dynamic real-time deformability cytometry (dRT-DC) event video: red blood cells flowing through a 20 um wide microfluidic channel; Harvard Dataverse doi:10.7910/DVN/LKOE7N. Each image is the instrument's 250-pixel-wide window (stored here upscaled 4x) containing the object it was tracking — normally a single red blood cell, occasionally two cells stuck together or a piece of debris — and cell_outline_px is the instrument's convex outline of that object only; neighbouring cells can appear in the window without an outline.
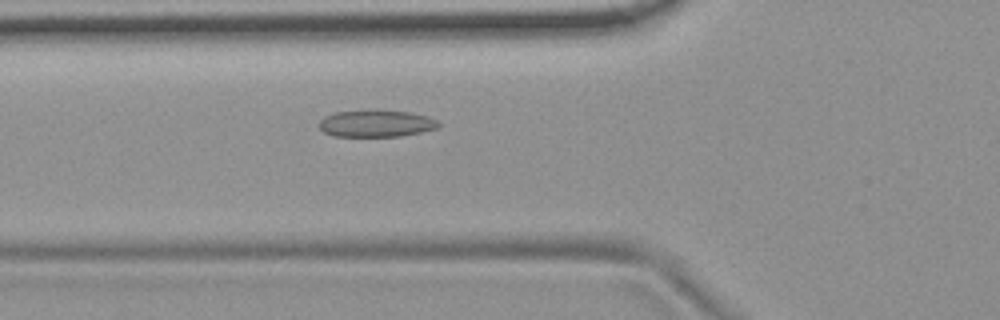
{"species": "common noctule bat (a hibernating species)", "species_latin": "Nyctalus noctula", "temperature_condition": "room temperature", "stored_images_in_passage": 52, "camera_frame_rate_fps": 3000, "um_per_image_px": 0.085, "animal": {"sex": "female", "body_mass_g": 19.9}, "frame": {"image": 1, "passage_image": 17, "time_ms": 5.333, "image_size_px": [1000, 320], "cell_outline_px": [[440, 124], [436, 128], [420, 132], [400, 136], [336, 136], [324, 132], [320, 128], [320, 120], [324, 116], [336, 112], [380, 108], [412, 112], [428, 116], [436, 120]], "centroid_in_image_um": [31.98, 10.46], "position_along_channel_um": 93.8, "area_um2": 19.07}}
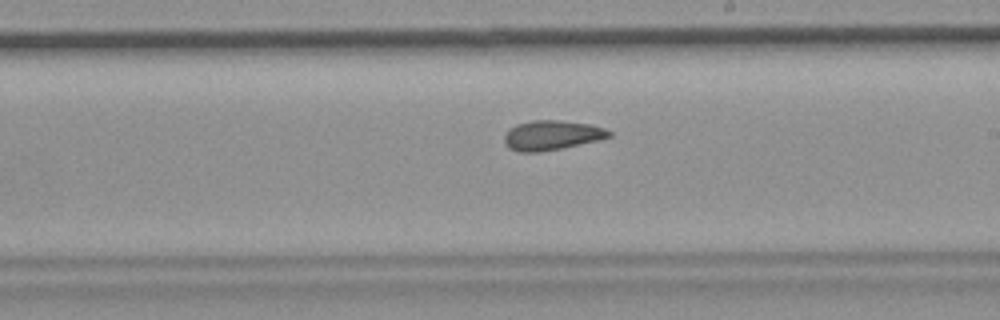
{"frame": {"image": 2, "passage_image": 29, "time_ms": 9.333, "image_size_px": [1000, 320], "cell_outline_px": [[612, 136], [596, 140], [560, 148], [540, 152], [520, 152], [508, 148], [504, 144], [504, 136], [516, 124], [532, 120], [560, 120], [592, 124], [604, 128], [612, 132]], "centroid_in_image_um": [46.89, 11.49], "position_along_channel_um": 242.1, "area_um2": 17.98}}
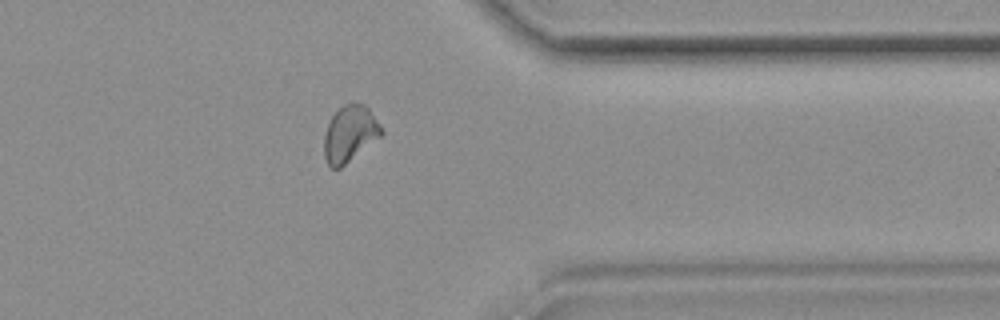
{"frame": {"image": 3, "passage_image": 41, "time_ms": 13.333, "image_size_px": [1000, 320], "cell_outline_px": [[384, 132], [380, 136], [340, 168], [332, 168], [328, 164], [324, 156], [324, 136], [328, 124], [332, 116], [344, 104], [364, 104], [368, 108], [380, 124]], "centroid_in_image_um": [29.72, 11.37], "position_along_channel_um": 381.7, "area_um2": 18.32}, "authors_computed_cell_mechanics": {"area_um2": 18.6405, "velocity_mm_per_s": 3.7117, "shape_relaxation_time_tau1_ms": null, "shape_relaxation_time_tau2_ms": 2.0414, "deformation_change_tau1": null, "deformation_change_tau2": 0.0728}}